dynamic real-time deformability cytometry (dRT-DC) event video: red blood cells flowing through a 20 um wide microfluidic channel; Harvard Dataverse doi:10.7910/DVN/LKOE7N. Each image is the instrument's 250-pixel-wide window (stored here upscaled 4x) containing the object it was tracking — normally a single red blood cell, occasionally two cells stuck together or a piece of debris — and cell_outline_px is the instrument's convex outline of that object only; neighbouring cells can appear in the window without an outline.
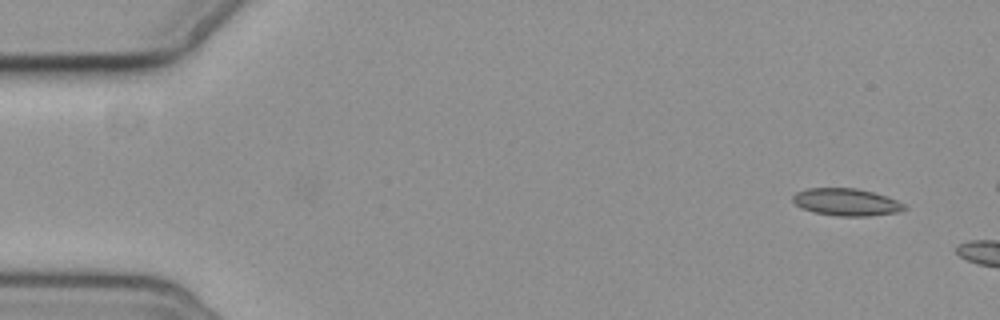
{"species": "common noctule bat (a hibernating species)", "species_latin": "Nyctalus noctula", "temperature_condition": "cold", "stored_images_in_passage": 3, "camera_frame_rate_fps": 3000, "um_per_image_px": 0.085, "animal": {"sex": "female", "body_mass_g": 19.3, "forearm_length_mm": 54.1}, "frame": {"image": 1, "passage_image": 1, "time_ms": 0.0, "image_size_px": [1000, 320], "cell_outline_px": [[908, 208], [896, 212], [868, 216], [836, 216], [816, 212], [800, 208], [792, 200], [792, 196], [796, 192], [808, 188], [856, 188], [872, 192], [896, 200], [904, 204]], "centroid_in_image_um": [71.9, 17.18], "position_along_channel_um": 13.1, "area_um2": 17.57}}